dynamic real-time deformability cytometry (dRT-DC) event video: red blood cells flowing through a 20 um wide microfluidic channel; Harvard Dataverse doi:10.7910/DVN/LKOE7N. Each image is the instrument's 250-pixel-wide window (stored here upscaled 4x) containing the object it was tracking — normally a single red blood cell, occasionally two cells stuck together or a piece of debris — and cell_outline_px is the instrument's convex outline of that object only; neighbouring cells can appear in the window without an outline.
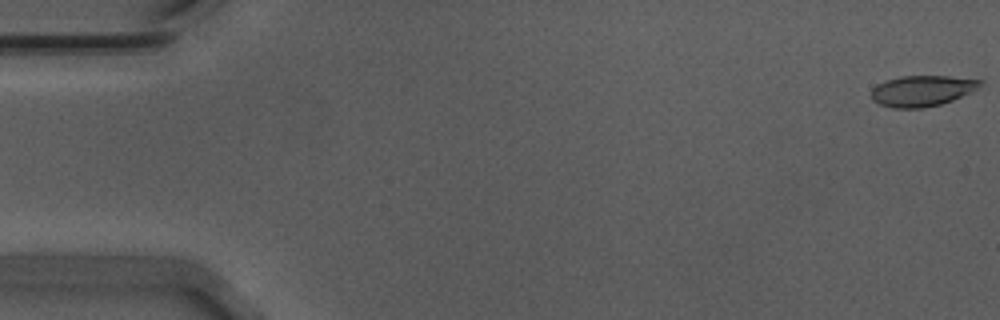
{"species": "Egyptian fruit bat (a non-hibernating species)", "species_latin": "Rousettus aegyptiacus", "temperature_condition": "warm", "stored_images_in_passage": 56, "camera_frame_rate_fps": 3000, "um_per_image_px": 0.085, "animal": {"sex": "male"}, "frame": {"image": 1, "passage_image": 1, "time_ms": 0.0, "image_size_px": [1000, 320], "cell_outline_px": [[984, 80], [980, 88], [952, 100], [940, 104], [924, 108], [892, 108], [880, 104], [872, 100], [872, 88], [876, 84], [900, 76], [948, 76]], "centroid_in_image_um": [78.39, 7.72], "position_along_channel_um": 6.6, "area_um2": 19.59}}
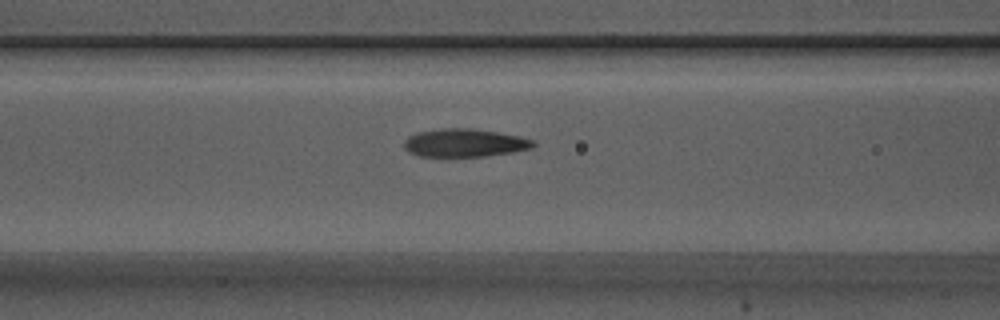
{"frame": {"image": 2, "passage_image": 23, "time_ms": 7.333, "image_size_px": [1000, 320], "cell_outline_px": [[536, 144], [532, 148], [512, 152], [484, 156], [420, 156], [408, 152], [404, 148], [404, 140], [408, 136], [416, 132], [444, 128], [472, 128], [520, 136], [532, 140]], "centroid_in_image_um": [39.46, 12.14], "position_along_channel_um": 127.1, "area_um2": 21.1}}
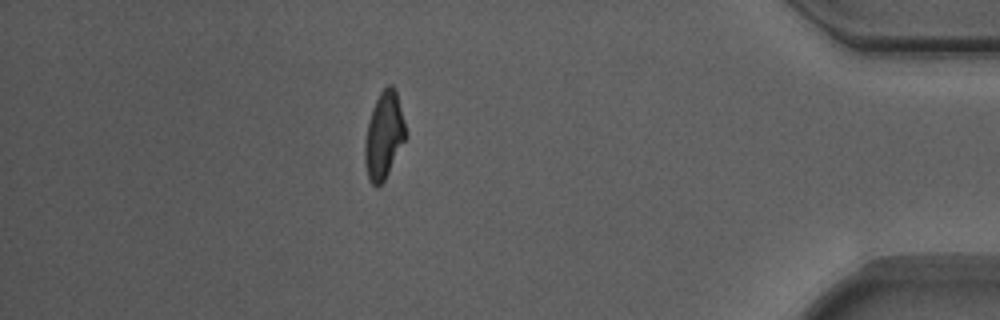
{"frame": {"image": 3, "passage_image": 49, "time_ms": 16.0, "image_size_px": [1000, 320], "cell_outline_px": [[408, 136], [384, 180], [380, 184], [372, 184], [368, 180], [364, 160], [364, 144], [368, 124], [372, 108], [380, 92], [388, 84], [392, 84], [396, 88]], "centroid_in_image_um": [32.65, 11.48], "position_along_channel_um": 402.6, "area_um2": 20.75}, "authors_computed_cell_mechanics": {"area_um2": 20.7213, "velocity_mm_per_s": 3.7221, "shape_relaxation_time_tau1_ms": 3.6196, "shape_relaxation_time_tau2_ms": 1.7502, "deformation_change_tau1": 0.1896, "deformation_change_tau2": 0.1025}}